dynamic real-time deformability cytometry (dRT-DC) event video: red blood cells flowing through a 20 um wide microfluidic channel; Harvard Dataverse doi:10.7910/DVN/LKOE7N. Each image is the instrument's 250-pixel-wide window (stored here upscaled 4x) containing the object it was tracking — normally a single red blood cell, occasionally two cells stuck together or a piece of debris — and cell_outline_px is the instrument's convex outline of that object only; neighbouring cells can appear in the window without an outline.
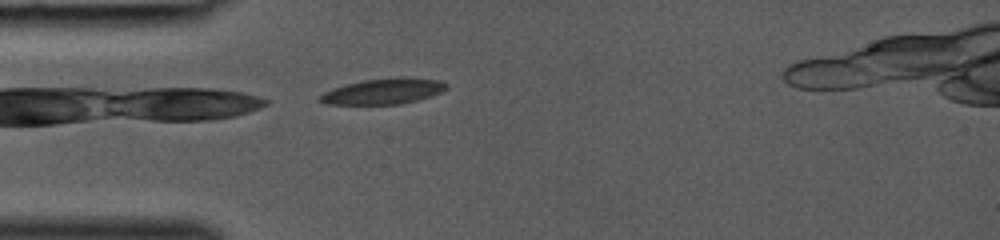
{"species": "common noctule bat (a hibernating species)", "species_latin": "Nyctalus noctula", "temperature_condition": "room temperature", "stored_images_in_passage": 21, "camera_frame_rate_fps": 3000, "um_per_image_px": 0.085, "animal": {"sex": "female", "body_mass_g": 19.0, "forearm_length_mm": 53.3}, "frame": {"image": 1, "passage_image": 1, "time_ms": 0.0, "image_size_px": [1000, 240], "cell_outline_px": [[448, 88], [432, 96], [400, 104], [324, 104], [316, 100], [316, 96], [332, 88], [344, 84], [364, 80], [440, 80], [448, 84]], "centroid_in_image_um": [32.45, 7.82], "position_along_channel_um": 52.5, "area_um2": 18.15}}
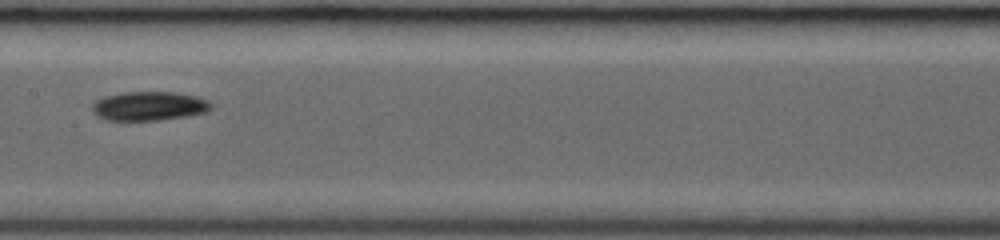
{"frame": {"image": 2, "passage_image": 10, "time_ms": 3.0, "image_size_px": [1000, 240], "cell_outline_px": [[212, 108], [208, 112], [188, 116], [156, 120], [104, 120], [96, 116], [92, 112], [92, 104], [96, 100], [104, 96], [120, 92], [176, 92], [196, 96], [208, 100], [212, 104]], "centroid_in_image_um": [12.66, 9.01], "position_along_channel_um": 194.7, "area_um2": 20.4}}
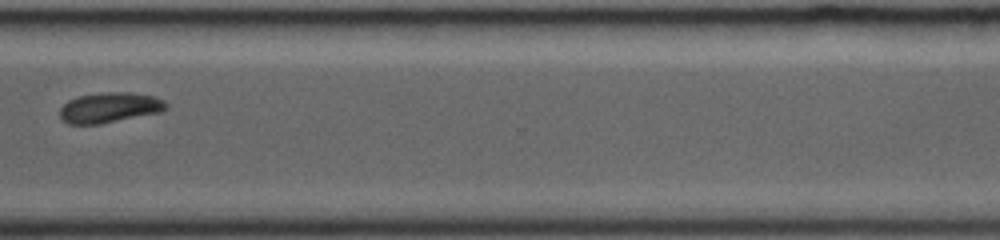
{"frame": {"image": 3, "passage_image": 20, "time_ms": 6.333, "image_size_px": [1000, 240], "cell_outline_px": [[168, 108], [160, 112], [100, 124], [68, 124], [60, 116], [60, 108], [68, 100], [80, 96], [108, 92], [128, 92], [156, 96], [164, 100], [168, 104]], "centroid_in_image_um": [9.35, 9.14], "position_along_channel_um": 361.2, "area_um2": 18.67}}